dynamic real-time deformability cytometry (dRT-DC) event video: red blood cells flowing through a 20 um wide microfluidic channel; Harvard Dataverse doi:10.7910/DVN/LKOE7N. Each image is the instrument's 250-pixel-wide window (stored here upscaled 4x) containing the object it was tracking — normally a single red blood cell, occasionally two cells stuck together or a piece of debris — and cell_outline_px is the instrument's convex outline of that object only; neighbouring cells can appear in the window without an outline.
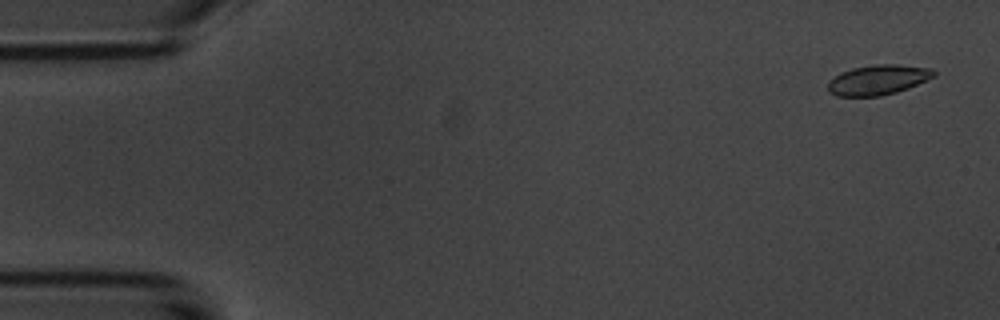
{"species": "common noctule bat (a hibernating species)", "species_latin": "Nyctalus noctula", "temperature_condition": "room temperature", "stored_images_in_passage": 6, "camera_frame_rate_fps": 3000, "um_per_image_px": 0.085, "animal": {"sex": "male", "body_mass_g": 20.1, "forearm_length_mm": 53.5}, "frame": {"image": 1, "passage_image": 1, "time_ms": 0.0, "image_size_px": [1000, 320], "cell_outline_px": [[936, 76], [908, 88], [896, 92], [880, 96], [836, 96], [828, 92], [828, 80], [840, 72], [852, 68], [876, 64], [896, 64], [932, 68], [936, 72]], "centroid_in_image_um": [74.62, 6.78], "position_along_channel_um": 10.4, "area_um2": 18.67}}
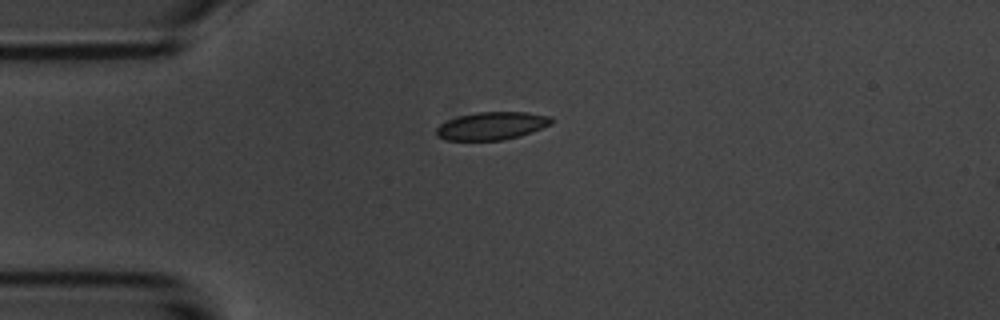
{"frame": {"image": 2, "passage_image": 4, "time_ms": 3.667, "image_size_px": [1000, 320], "cell_outline_px": [[552, 124], [532, 132], [500, 140], [444, 140], [436, 136], [436, 128], [440, 124], [448, 120], [460, 116], [476, 112], [528, 112], [552, 116]], "centroid_in_image_um": [41.8, 10.69], "position_along_channel_um": 43.2, "area_um2": 18.61}}